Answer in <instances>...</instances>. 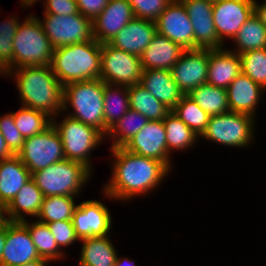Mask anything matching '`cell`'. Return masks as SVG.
Returning a JSON list of instances; mask_svg holds the SVG:
<instances>
[{"label": "cell", "mask_w": 266, "mask_h": 266, "mask_svg": "<svg viewBox=\"0 0 266 266\" xmlns=\"http://www.w3.org/2000/svg\"><path fill=\"white\" fill-rule=\"evenodd\" d=\"M114 155L112 175L103 188L105 196L127 201L156 189L170 170L161 162L147 158L123 147L110 148Z\"/></svg>", "instance_id": "6da1fadb"}, {"label": "cell", "mask_w": 266, "mask_h": 266, "mask_svg": "<svg viewBox=\"0 0 266 266\" xmlns=\"http://www.w3.org/2000/svg\"><path fill=\"white\" fill-rule=\"evenodd\" d=\"M12 70L5 75L15 78L21 106L44 112L55 119L62 115L64 86L56 78L50 65Z\"/></svg>", "instance_id": "7a4b0ae2"}, {"label": "cell", "mask_w": 266, "mask_h": 266, "mask_svg": "<svg viewBox=\"0 0 266 266\" xmlns=\"http://www.w3.org/2000/svg\"><path fill=\"white\" fill-rule=\"evenodd\" d=\"M102 44L93 39L54 49L51 68L63 86L100 79Z\"/></svg>", "instance_id": "3957f363"}, {"label": "cell", "mask_w": 266, "mask_h": 266, "mask_svg": "<svg viewBox=\"0 0 266 266\" xmlns=\"http://www.w3.org/2000/svg\"><path fill=\"white\" fill-rule=\"evenodd\" d=\"M104 81L92 79L68 83L63 88V111L72 107L71 118L90 125L105 136L104 124Z\"/></svg>", "instance_id": "277c9868"}, {"label": "cell", "mask_w": 266, "mask_h": 266, "mask_svg": "<svg viewBox=\"0 0 266 266\" xmlns=\"http://www.w3.org/2000/svg\"><path fill=\"white\" fill-rule=\"evenodd\" d=\"M13 39V69L51 65L54 48L37 16L28 15Z\"/></svg>", "instance_id": "5b68a950"}, {"label": "cell", "mask_w": 266, "mask_h": 266, "mask_svg": "<svg viewBox=\"0 0 266 266\" xmlns=\"http://www.w3.org/2000/svg\"><path fill=\"white\" fill-rule=\"evenodd\" d=\"M91 170L78 161L65 159L31 174L44 197L76 196L91 176Z\"/></svg>", "instance_id": "8992f818"}, {"label": "cell", "mask_w": 266, "mask_h": 266, "mask_svg": "<svg viewBox=\"0 0 266 266\" xmlns=\"http://www.w3.org/2000/svg\"><path fill=\"white\" fill-rule=\"evenodd\" d=\"M61 121L57 122L52 118V125L60 135L66 159L78 161L92 171L90 152L103 142L105 136L96 128L68 115Z\"/></svg>", "instance_id": "52a82bcc"}, {"label": "cell", "mask_w": 266, "mask_h": 266, "mask_svg": "<svg viewBox=\"0 0 266 266\" xmlns=\"http://www.w3.org/2000/svg\"><path fill=\"white\" fill-rule=\"evenodd\" d=\"M254 119L248 114L233 111L210 116L201 138L229 147H246L254 140Z\"/></svg>", "instance_id": "ba28073f"}, {"label": "cell", "mask_w": 266, "mask_h": 266, "mask_svg": "<svg viewBox=\"0 0 266 266\" xmlns=\"http://www.w3.org/2000/svg\"><path fill=\"white\" fill-rule=\"evenodd\" d=\"M39 19L54 49L94 39L93 20L81 13L72 15L43 14Z\"/></svg>", "instance_id": "9c48e42d"}, {"label": "cell", "mask_w": 266, "mask_h": 266, "mask_svg": "<svg viewBox=\"0 0 266 266\" xmlns=\"http://www.w3.org/2000/svg\"><path fill=\"white\" fill-rule=\"evenodd\" d=\"M17 156L31 174L66 159L60 135L53 125L41 134L25 138Z\"/></svg>", "instance_id": "30bf717a"}, {"label": "cell", "mask_w": 266, "mask_h": 266, "mask_svg": "<svg viewBox=\"0 0 266 266\" xmlns=\"http://www.w3.org/2000/svg\"><path fill=\"white\" fill-rule=\"evenodd\" d=\"M101 74L107 84L133 86L142 76L141 57L103 43L101 49Z\"/></svg>", "instance_id": "8fae6325"}, {"label": "cell", "mask_w": 266, "mask_h": 266, "mask_svg": "<svg viewBox=\"0 0 266 266\" xmlns=\"http://www.w3.org/2000/svg\"><path fill=\"white\" fill-rule=\"evenodd\" d=\"M209 49H187L170 69L179 90L188 95L196 87L207 83Z\"/></svg>", "instance_id": "7c38bea8"}, {"label": "cell", "mask_w": 266, "mask_h": 266, "mask_svg": "<svg viewBox=\"0 0 266 266\" xmlns=\"http://www.w3.org/2000/svg\"><path fill=\"white\" fill-rule=\"evenodd\" d=\"M255 0H218L213 2V22L222 44L236 36L241 26L253 15Z\"/></svg>", "instance_id": "4fadbf2b"}, {"label": "cell", "mask_w": 266, "mask_h": 266, "mask_svg": "<svg viewBox=\"0 0 266 266\" xmlns=\"http://www.w3.org/2000/svg\"><path fill=\"white\" fill-rule=\"evenodd\" d=\"M129 152L161 161L171 170V157L166 143L163 120L149 121L124 146Z\"/></svg>", "instance_id": "5bb4252c"}, {"label": "cell", "mask_w": 266, "mask_h": 266, "mask_svg": "<svg viewBox=\"0 0 266 266\" xmlns=\"http://www.w3.org/2000/svg\"><path fill=\"white\" fill-rule=\"evenodd\" d=\"M72 222L79 240L107 236L112 226L109 209L99 200H86L78 204Z\"/></svg>", "instance_id": "9a60e30c"}, {"label": "cell", "mask_w": 266, "mask_h": 266, "mask_svg": "<svg viewBox=\"0 0 266 266\" xmlns=\"http://www.w3.org/2000/svg\"><path fill=\"white\" fill-rule=\"evenodd\" d=\"M157 32L184 49H194V30L185 6L180 0H172L155 21Z\"/></svg>", "instance_id": "2e32d148"}, {"label": "cell", "mask_w": 266, "mask_h": 266, "mask_svg": "<svg viewBox=\"0 0 266 266\" xmlns=\"http://www.w3.org/2000/svg\"><path fill=\"white\" fill-rule=\"evenodd\" d=\"M41 259L28 228L22 222L7 221V234L0 266H22Z\"/></svg>", "instance_id": "e0dca14e"}, {"label": "cell", "mask_w": 266, "mask_h": 266, "mask_svg": "<svg viewBox=\"0 0 266 266\" xmlns=\"http://www.w3.org/2000/svg\"><path fill=\"white\" fill-rule=\"evenodd\" d=\"M134 17L128 0H109L106 7L93 20L94 39L100 44L108 43Z\"/></svg>", "instance_id": "ac0fdd59"}, {"label": "cell", "mask_w": 266, "mask_h": 266, "mask_svg": "<svg viewBox=\"0 0 266 266\" xmlns=\"http://www.w3.org/2000/svg\"><path fill=\"white\" fill-rule=\"evenodd\" d=\"M156 33L155 22L134 17L108 43L122 51L141 56Z\"/></svg>", "instance_id": "d6986e66"}, {"label": "cell", "mask_w": 266, "mask_h": 266, "mask_svg": "<svg viewBox=\"0 0 266 266\" xmlns=\"http://www.w3.org/2000/svg\"><path fill=\"white\" fill-rule=\"evenodd\" d=\"M264 91L266 90L241 72L226 88L229 110L255 118Z\"/></svg>", "instance_id": "ffe728a7"}, {"label": "cell", "mask_w": 266, "mask_h": 266, "mask_svg": "<svg viewBox=\"0 0 266 266\" xmlns=\"http://www.w3.org/2000/svg\"><path fill=\"white\" fill-rule=\"evenodd\" d=\"M242 72L241 57L230 49H209L207 83L226 89Z\"/></svg>", "instance_id": "44dd1931"}, {"label": "cell", "mask_w": 266, "mask_h": 266, "mask_svg": "<svg viewBox=\"0 0 266 266\" xmlns=\"http://www.w3.org/2000/svg\"><path fill=\"white\" fill-rule=\"evenodd\" d=\"M185 50L180 44L157 32L140 56L142 69L170 70Z\"/></svg>", "instance_id": "7402d4cb"}, {"label": "cell", "mask_w": 266, "mask_h": 266, "mask_svg": "<svg viewBox=\"0 0 266 266\" xmlns=\"http://www.w3.org/2000/svg\"><path fill=\"white\" fill-rule=\"evenodd\" d=\"M139 84L172 110L184 95L172 78L170 70H143Z\"/></svg>", "instance_id": "603a6c76"}, {"label": "cell", "mask_w": 266, "mask_h": 266, "mask_svg": "<svg viewBox=\"0 0 266 266\" xmlns=\"http://www.w3.org/2000/svg\"><path fill=\"white\" fill-rule=\"evenodd\" d=\"M31 178L17 155L0 160V202L7 206Z\"/></svg>", "instance_id": "cb8c5ba5"}, {"label": "cell", "mask_w": 266, "mask_h": 266, "mask_svg": "<svg viewBox=\"0 0 266 266\" xmlns=\"http://www.w3.org/2000/svg\"><path fill=\"white\" fill-rule=\"evenodd\" d=\"M43 199V193L31 178L6 206L8 220L12 222H22L25 220L26 217L24 216L26 215L37 218Z\"/></svg>", "instance_id": "d4e9b609"}, {"label": "cell", "mask_w": 266, "mask_h": 266, "mask_svg": "<svg viewBox=\"0 0 266 266\" xmlns=\"http://www.w3.org/2000/svg\"><path fill=\"white\" fill-rule=\"evenodd\" d=\"M79 266H114L117 251L109 236L82 239Z\"/></svg>", "instance_id": "484cf974"}, {"label": "cell", "mask_w": 266, "mask_h": 266, "mask_svg": "<svg viewBox=\"0 0 266 266\" xmlns=\"http://www.w3.org/2000/svg\"><path fill=\"white\" fill-rule=\"evenodd\" d=\"M104 124L108 130L130 109L128 87L104 82Z\"/></svg>", "instance_id": "4316f807"}, {"label": "cell", "mask_w": 266, "mask_h": 266, "mask_svg": "<svg viewBox=\"0 0 266 266\" xmlns=\"http://www.w3.org/2000/svg\"><path fill=\"white\" fill-rule=\"evenodd\" d=\"M130 109L138 111L149 121L163 120L171 111L139 83L128 87Z\"/></svg>", "instance_id": "83f0119b"}, {"label": "cell", "mask_w": 266, "mask_h": 266, "mask_svg": "<svg viewBox=\"0 0 266 266\" xmlns=\"http://www.w3.org/2000/svg\"><path fill=\"white\" fill-rule=\"evenodd\" d=\"M188 96L210 116L230 111L227 92L224 88L205 83L193 89Z\"/></svg>", "instance_id": "f1b7e54d"}, {"label": "cell", "mask_w": 266, "mask_h": 266, "mask_svg": "<svg viewBox=\"0 0 266 266\" xmlns=\"http://www.w3.org/2000/svg\"><path fill=\"white\" fill-rule=\"evenodd\" d=\"M233 42L237 47L233 52L237 54L266 48V27L255 13L241 26Z\"/></svg>", "instance_id": "f546056e"}, {"label": "cell", "mask_w": 266, "mask_h": 266, "mask_svg": "<svg viewBox=\"0 0 266 266\" xmlns=\"http://www.w3.org/2000/svg\"><path fill=\"white\" fill-rule=\"evenodd\" d=\"M22 223L28 228L29 234L36 246L37 252L41 258L47 259L49 261H58L64 259L65 254L56 243V240L48 225L38 220L32 223L28 222L27 219L22 221Z\"/></svg>", "instance_id": "4dcf8cb0"}, {"label": "cell", "mask_w": 266, "mask_h": 266, "mask_svg": "<svg viewBox=\"0 0 266 266\" xmlns=\"http://www.w3.org/2000/svg\"><path fill=\"white\" fill-rule=\"evenodd\" d=\"M166 131L168 153L172 150H187L192 147L199 136L190 129L181 119L170 111L163 119Z\"/></svg>", "instance_id": "1f68e13d"}, {"label": "cell", "mask_w": 266, "mask_h": 266, "mask_svg": "<svg viewBox=\"0 0 266 266\" xmlns=\"http://www.w3.org/2000/svg\"><path fill=\"white\" fill-rule=\"evenodd\" d=\"M149 120L138 111L129 109L105 135L112 138L111 148L123 147L135 134H137Z\"/></svg>", "instance_id": "d6a6232c"}, {"label": "cell", "mask_w": 266, "mask_h": 266, "mask_svg": "<svg viewBox=\"0 0 266 266\" xmlns=\"http://www.w3.org/2000/svg\"><path fill=\"white\" fill-rule=\"evenodd\" d=\"M75 196H50L44 197L40 212L37 216L42 223L57 221H72L75 208Z\"/></svg>", "instance_id": "836d02e7"}, {"label": "cell", "mask_w": 266, "mask_h": 266, "mask_svg": "<svg viewBox=\"0 0 266 266\" xmlns=\"http://www.w3.org/2000/svg\"><path fill=\"white\" fill-rule=\"evenodd\" d=\"M171 111L192 129L197 136L201 137L205 132L210 115L201 109L188 95H183Z\"/></svg>", "instance_id": "e575fe53"}, {"label": "cell", "mask_w": 266, "mask_h": 266, "mask_svg": "<svg viewBox=\"0 0 266 266\" xmlns=\"http://www.w3.org/2000/svg\"><path fill=\"white\" fill-rule=\"evenodd\" d=\"M15 125L24 138L43 133L52 125V118L46 113L23 107L13 112Z\"/></svg>", "instance_id": "d590c367"}, {"label": "cell", "mask_w": 266, "mask_h": 266, "mask_svg": "<svg viewBox=\"0 0 266 266\" xmlns=\"http://www.w3.org/2000/svg\"><path fill=\"white\" fill-rule=\"evenodd\" d=\"M21 21L14 15L0 24V74L13 69V38Z\"/></svg>", "instance_id": "8d00e7d4"}, {"label": "cell", "mask_w": 266, "mask_h": 266, "mask_svg": "<svg viewBox=\"0 0 266 266\" xmlns=\"http://www.w3.org/2000/svg\"><path fill=\"white\" fill-rule=\"evenodd\" d=\"M242 73L266 90V48L239 54Z\"/></svg>", "instance_id": "74e56055"}, {"label": "cell", "mask_w": 266, "mask_h": 266, "mask_svg": "<svg viewBox=\"0 0 266 266\" xmlns=\"http://www.w3.org/2000/svg\"><path fill=\"white\" fill-rule=\"evenodd\" d=\"M194 30V49L224 48L216 33L213 19L190 20Z\"/></svg>", "instance_id": "f35d334b"}, {"label": "cell", "mask_w": 266, "mask_h": 266, "mask_svg": "<svg viewBox=\"0 0 266 266\" xmlns=\"http://www.w3.org/2000/svg\"><path fill=\"white\" fill-rule=\"evenodd\" d=\"M134 16L155 22L172 0H128Z\"/></svg>", "instance_id": "ab89813d"}, {"label": "cell", "mask_w": 266, "mask_h": 266, "mask_svg": "<svg viewBox=\"0 0 266 266\" xmlns=\"http://www.w3.org/2000/svg\"><path fill=\"white\" fill-rule=\"evenodd\" d=\"M0 132L5 139L9 150L14 154L22 149L24 137L17 129L13 117V112L0 116Z\"/></svg>", "instance_id": "60d3db41"}, {"label": "cell", "mask_w": 266, "mask_h": 266, "mask_svg": "<svg viewBox=\"0 0 266 266\" xmlns=\"http://www.w3.org/2000/svg\"><path fill=\"white\" fill-rule=\"evenodd\" d=\"M54 236L57 245L62 249L80 241L76 235L72 221H57L46 223Z\"/></svg>", "instance_id": "b9f144b4"}, {"label": "cell", "mask_w": 266, "mask_h": 266, "mask_svg": "<svg viewBox=\"0 0 266 266\" xmlns=\"http://www.w3.org/2000/svg\"><path fill=\"white\" fill-rule=\"evenodd\" d=\"M190 20L213 19V2L209 0H180Z\"/></svg>", "instance_id": "7bdbcfd3"}, {"label": "cell", "mask_w": 266, "mask_h": 266, "mask_svg": "<svg viewBox=\"0 0 266 266\" xmlns=\"http://www.w3.org/2000/svg\"><path fill=\"white\" fill-rule=\"evenodd\" d=\"M43 14L72 15L79 13L76 0H46Z\"/></svg>", "instance_id": "ee69618b"}, {"label": "cell", "mask_w": 266, "mask_h": 266, "mask_svg": "<svg viewBox=\"0 0 266 266\" xmlns=\"http://www.w3.org/2000/svg\"><path fill=\"white\" fill-rule=\"evenodd\" d=\"M79 13L94 20L106 7L109 0H76Z\"/></svg>", "instance_id": "f6af8a7d"}, {"label": "cell", "mask_w": 266, "mask_h": 266, "mask_svg": "<svg viewBox=\"0 0 266 266\" xmlns=\"http://www.w3.org/2000/svg\"><path fill=\"white\" fill-rule=\"evenodd\" d=\"M254 13L266 27V4H258L254 1Z\"/></svg>", "instance_id": "bcb514c9"}, {"label": "cell", "mask_w": 266, "mask_h": 266, "mask_svg": "<svg viewBox=\"0 0 266 266\" xmlns=\"http://www.w3.org/2000/svg\"><path fill=\"white\" fill-rule=\"evenodd\" d=\"M14 154L9 150L2 133L0 132V160L9 158Z\"/></svg>", "instance_id": "7dc6e473"}, {"label": "cell", "mask_w": 266, "mask_h": 266, "mask_svg": "<svg viewBox=\"0 0 266 266\" xmlns=\"http://www.w3.org/2000/svg\"><path fill=\"white\" fill-rule=\"evenodd\" d=\"M7 234V222L0 226V262L3 254Z\"/></svg>", "instance_id": "c3c4849f"}, {"label": "cell", "mask_w": 266, "mask_h": 266, "mask_svg": "<svg viewBox=\"0 0 266 266\" xmlns=\"http://www.w3.org/2000/svg\"><path fill=\"white\" fill-rule=\"evenodd\" d=\"M114 266H136L134 261L127 257L119 258V255H117V258L115 260Z\"/></svg>", "instance_id": "681fc988"}, {"label": "cell", "mask_w": 266, "mask_h": 266, "mask_svg": "<svg viewBox=\"0 0 266 266\" xmlns=\"http://www.w3.org/2000/svg\"><path fill=\"white\" fill-rule=\"evenodd\" d=\"M8 221L6 214V206L0 202V226Z\"/></svg>", "instance_id": "f907efd6"}, {"label": "cell", "mask_w": 266, "mask_h": 266, "mask_svg": "<svg viewBox=\"0 0 266 266\" xmlns=\"http://www.w3.org/2000/svg\"><path fill=\"white\" fill-rule=\"evenodd\" d=\"M50 261L47 260V259H44V258H41V259H38V260H35L33 262H30V263H26L22 266H47Z\"/></svg>", "instance_id": "816d5d0a"}, {"label": "cell", "mask_w": 266, "mask_h": 266, "mask_svg": "<svg viewBox=\"0 0 266 266\" xmlns=\"http://www.w3.org/2000/svg\"><path fill=\"white\" fill-rule=\"evenodd\" d=\"M22 8H27V7H31V5L35 4V0H19ZM26 6V7H25Z\"/></svg>", "instance_id": "f5cc1de1"}]
</instances>
